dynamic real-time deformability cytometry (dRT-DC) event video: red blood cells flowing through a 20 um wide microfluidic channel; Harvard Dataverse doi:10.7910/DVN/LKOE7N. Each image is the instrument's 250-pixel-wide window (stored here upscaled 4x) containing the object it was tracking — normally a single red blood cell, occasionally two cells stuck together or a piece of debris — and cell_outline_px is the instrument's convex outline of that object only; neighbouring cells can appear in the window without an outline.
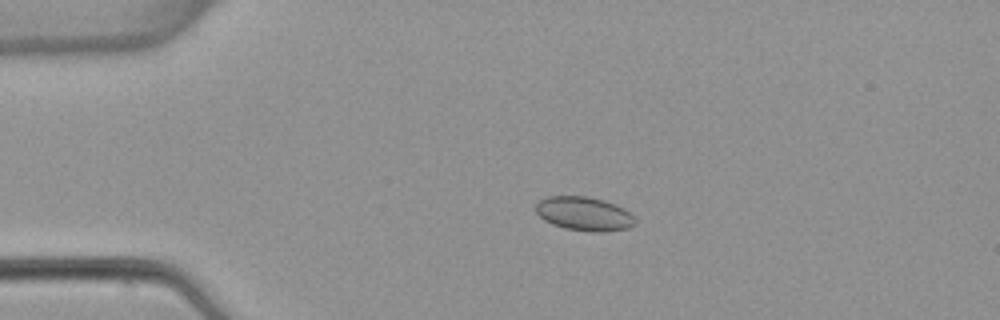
{"species": "common noctule bat (a hibernating species)", "species_latin": "Nyctalus noctula", "temperature_condition": "warm", "stored_images_in_passage": 5, "camera_frame_rate_fps": 3000, "um_per_image_px": 0.085, "animal": {"sex": "female", "body_mass_g": 22.7, "forearm_length_mm": 54.2}, "frame": {"image": 1, "passage_image": 4, "time_ms": 3.667, "image_size_px": [1000, 320], "cell_outline_px": [[636, 224], [628, 228], [604, 232], [592, 232], [564, 228], [552, 224], [544, 220], [536, 212], [536, 204], [540, 200], [548, 196], [588, 196], [604, 200], [616, 204], [624, 208], [636, 220]], "centroid_in_image_um": [49.66, 18.17], "position_along_channel_um": 35.3, "area_um2": 19.71}}